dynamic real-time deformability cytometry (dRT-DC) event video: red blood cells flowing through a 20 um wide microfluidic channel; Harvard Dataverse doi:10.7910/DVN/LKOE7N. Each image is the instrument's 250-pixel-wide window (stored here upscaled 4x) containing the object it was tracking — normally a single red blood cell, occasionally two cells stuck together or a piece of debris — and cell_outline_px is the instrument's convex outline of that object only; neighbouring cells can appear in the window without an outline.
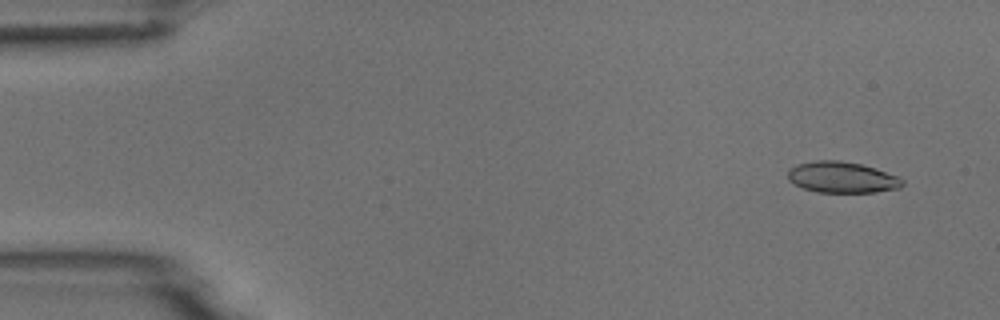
{"species": "common noctule bat (a hibernating species)", "species_latin": "Nyctalus noctula", "temperature_condition": "room temperature", "stored_images_in_passage": 8, "camera_frame_rate_fps": 3000, "um_per_image_px": 0.085, "animal": {"sex": "male", "body_mass_g": 18.8}, "frame": {"image": 1, "passage_image": 1, "time_ms": 0.0, "image_size_px": [1000, 320], "cell_outline_px": [[904, 184], [900, 188], [876, 192], [816, 192], [804, 188], [788, 180], [788, 168], [796, 164], [816, 160], [840, 160], [860, 164], [896, 176], [904, 180]], "centroid_in_image_um": [71.53, 15.07], "position_along_channel_um": 13.5, "area_um2": 20.63}}
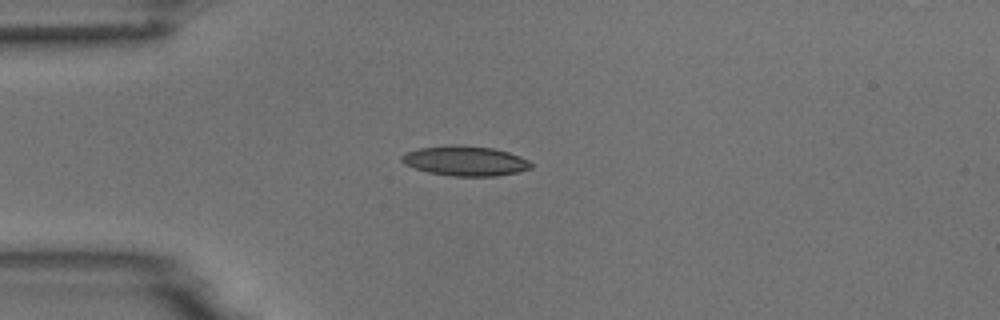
{"frame": {"image": 2, "passage_image": 4, "time_ms": 3.333, "image_size_px": [1000, 320], "cell_outline_px": [[532, 168], [516, 172], [496, 176], [452, 176], [428, 172], [404, 164], [400, 160], [400, 156], [408, 152], [420, 148], [452, 144], [456, 144], [492, 148], [508, 152], [520, 156], [528, 160], [532, 164]], "centroid_in_image_um": [39.54, 13.67], "position_along_channel_um": 45.5, "area_um2": 22.43}}